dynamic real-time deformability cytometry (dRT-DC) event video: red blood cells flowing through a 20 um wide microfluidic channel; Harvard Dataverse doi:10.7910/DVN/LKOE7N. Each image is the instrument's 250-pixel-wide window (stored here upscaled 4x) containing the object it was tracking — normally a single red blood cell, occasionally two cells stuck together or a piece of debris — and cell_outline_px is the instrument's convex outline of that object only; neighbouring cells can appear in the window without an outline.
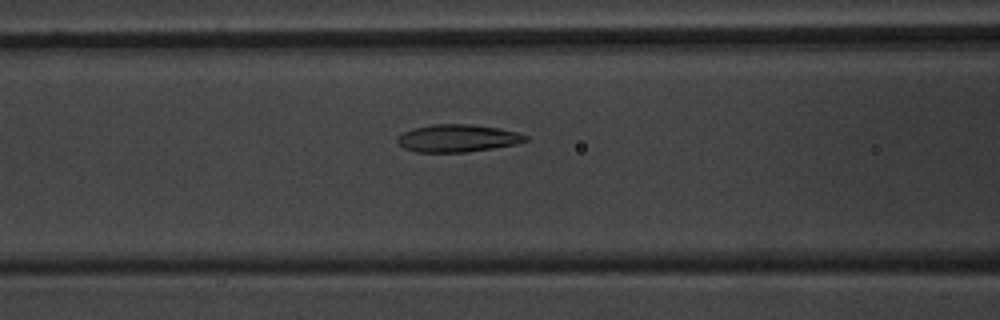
{"species": "common noctule bat (a hibernating species)", "species_latin": "Nyctalus noctula", "temperature_condition": "warm", "stored_images_in_passage": 54, "camera_frame_rate_fps": 3000, "um_per_image_px": 0.085, "animal": {"sex": "male", "body_mass_g": 20.1, "forearm_length_mm": 53.5}, "frame": {"image": 1, "passage_image": 23, "time_ms": 7.333, "image_size_px": [1000, 320], "cell_outline_px": [[528, 140], [516, 144], [468, 152], [416, 152], [404, 148], [396, 140], [396, 136], [412, 128], [432, 124], [468, 124], [500, 128], [516, 132], [528, 136]], "centroid_in_image_um": [38.87, 11.74], "position_along_channel_um": 127.7, "area_um2": 20.58}}
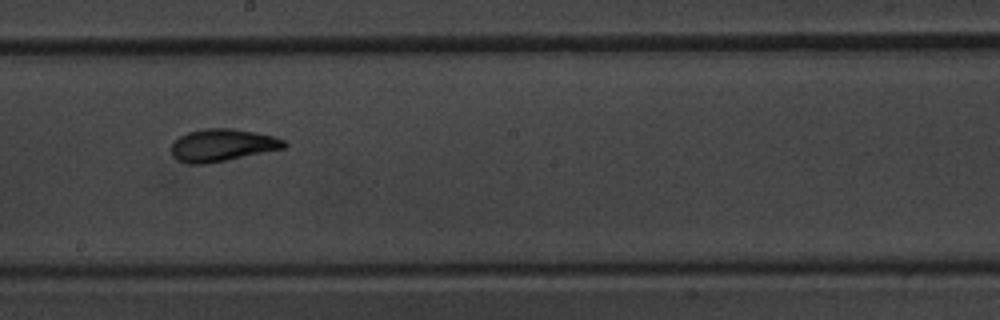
{"frame": {"image": 2, "passage_image": 31, "time_ms": 10.0, "image_size_px": [1000, 320], "cell_outline_px": [[288, 144], [284, 148], [208, 164], [188, 164], [180, 160], [172, 152], [172, 144], [180, 136], [188, 132], [204, 128], [232, 128], [256, 132], [276, 136], [284, 140]], "centroid_in_image_um": [18.94, 12.33], "position_along_channel_um": 229.3, "area_um2": 21.21}}
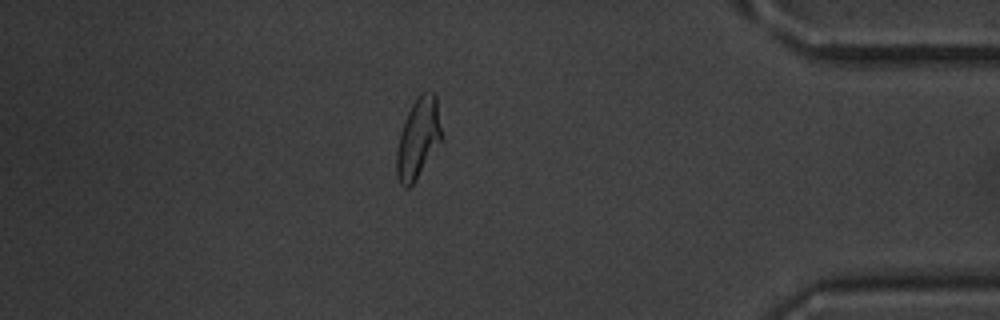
{"frame": {"image": 3, "passage_image": 47, "time_ms": 15.333, "image_size_px": [1000, 320], "cell_outline_px": [[440, 140], [412, 184], [408, 188], [404, 188], [400, 184], [396, 176], [396, 148], [400, 132], [404, 120], [416, 96], [424, 92], [436, 92], [440, 128]], "centroid_in_image_um": [35.49, 11.72], "position_along_channel_um": 399.7, "area_um2": 20.52}, "authors_computed_cell_mechanics": {"area_um2": 21.1548, "velocity_mm_per_s": 3.8152, "shape_relaxation_time_tau1_ms": 5.0424, "shape_relaxation_time_tau2_ms": 1.1733, "deformation_change_tau1": 0.1875, "deformation_change_tau2": 0.0832}}